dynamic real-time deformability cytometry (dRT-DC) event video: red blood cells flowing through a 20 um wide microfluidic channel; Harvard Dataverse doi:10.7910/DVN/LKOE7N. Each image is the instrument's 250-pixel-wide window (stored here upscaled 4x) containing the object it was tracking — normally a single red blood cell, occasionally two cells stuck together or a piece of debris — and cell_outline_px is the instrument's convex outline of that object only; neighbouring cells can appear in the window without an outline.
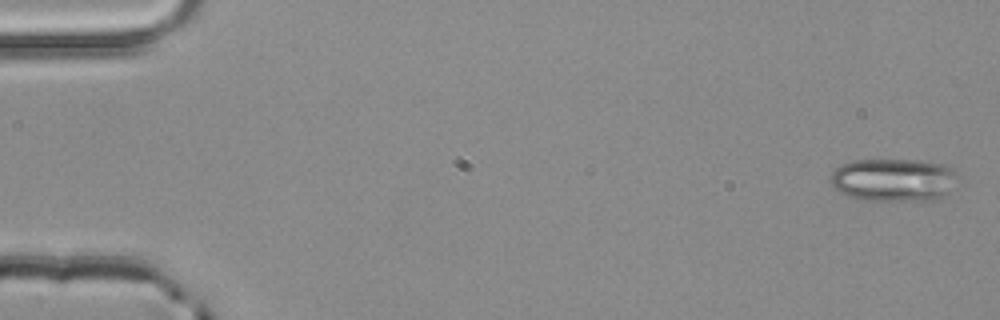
{"species": "common noctule bat (a hibernating species)", "species_latin": "Nyctalus noctula", "temperature_condition": "room temperature", "stored_images_in_passage": 4, "camera_frame_rate_fps": 3000, "um_per_image_px": 0.085, "animal": {"sex": "male", "body_mass_g": 20.4}, "frame": {"image": 1, "passage_image": 1, "time_ms": 0.0, "image_size_px": [1000, 320], "cell_outline_px": [[952, 172], [948, 192], [940, 200], [856, 200], [840, 192], [828, 180], [832, 172], [840, 164], [852, 160], [920, 160], [944, 164], [952, 168]], "centroid_in_image_um": [75.84, 15.29], "position_along_channel_um": 9.2, "area_um2": 31.62}}
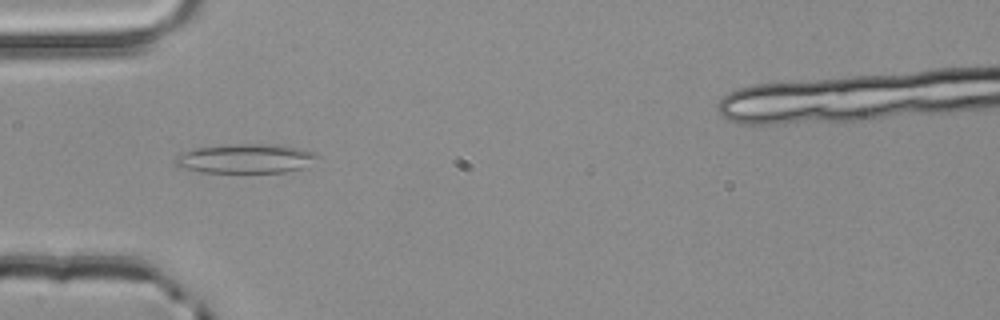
{"frame": {"image": 2, "passage_image": 4, "time_ms": 1.0, "image_size_px": [1000, 320], "cell_outline_px": [[320, 156], [300, 168], [284, 172], [200, 172], [176, 168], [172, 164], [172, 160], [176, 156], [192, 148], [228, 144], [284, 144], [304, 148], [316, 152]], "centroid_in_image_um": [20.8, 13.46], "position_along_channel_um": 64.2, "area_um2": 24.8}}